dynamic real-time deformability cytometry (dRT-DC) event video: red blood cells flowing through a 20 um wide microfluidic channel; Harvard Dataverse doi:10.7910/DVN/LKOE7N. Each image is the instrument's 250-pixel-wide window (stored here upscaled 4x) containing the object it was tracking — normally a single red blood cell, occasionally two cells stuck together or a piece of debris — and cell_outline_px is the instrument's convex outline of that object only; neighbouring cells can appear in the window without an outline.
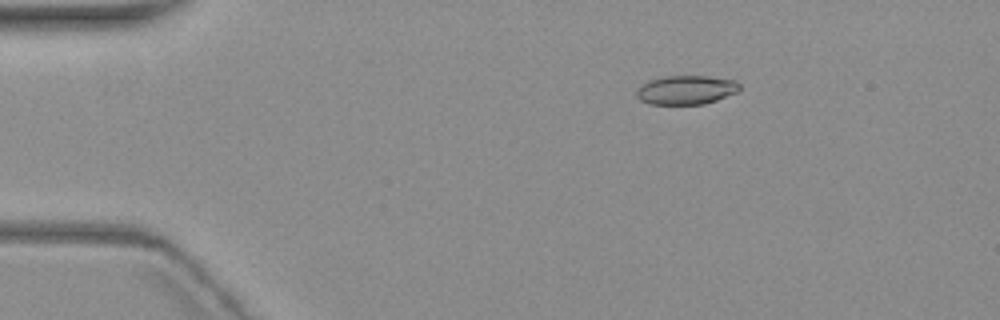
{"species": "common noctule bat (a hibernating species)", "species_latin": "Nyctalus noctula", "temperature_condition": "warm", "stored_images_in_passage": 5, "camera_frame_rate_fps": 3000, "um_per_image_px": 0.085, "animal": {"sex": "female", "body_mass_g": 19.3, "forearm_length_mm": 54.1}, "frame": {"image": 1, "passage_image": 2, "time_ms": 2.333, "image_size_px": [1000, 320], "cell_outline_px": [[740, 88], [736, 92], [716, 100], [704, 104], [648, 104], [640, 100], [636, 96], [636, 88], [640, 84], [648, 80], [664, 76], [708, 76], [736, 80], [740, 84]], "centroid_in_image_um": [58.27, 7.63], "position_along_channel_um": 26.7, "area_um2": 17.57}}
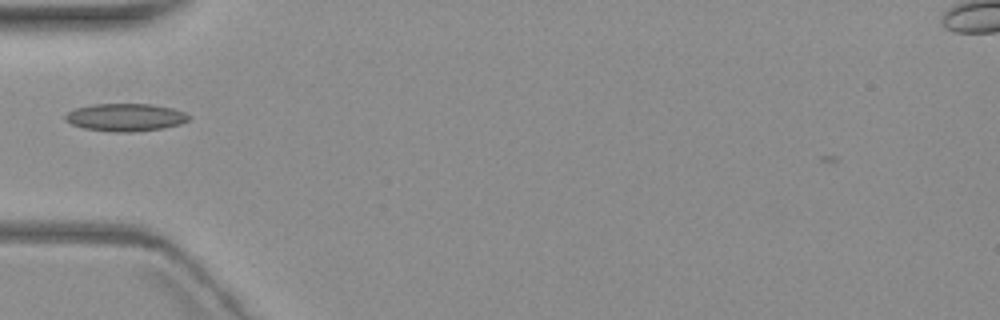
{"frame": {"image": 2, "passage_image": 5, "time_ms": 5.667, "image_size_px": [1000, 320], "cell_outline_px": [[192, 116], [188, 120], [180, 124], [164, 128], [132, 132], [112, 132], [84, 128], [72, 124], [64, 120], [64, 116], [68, 112], [76, 108], [92, 104], [152, 104], [172, 108], [184, 112]], "centroid_in_image_um": [10.67, 9.97], "position_along_channel_um": 74.3, "area_um2": 20.0}}